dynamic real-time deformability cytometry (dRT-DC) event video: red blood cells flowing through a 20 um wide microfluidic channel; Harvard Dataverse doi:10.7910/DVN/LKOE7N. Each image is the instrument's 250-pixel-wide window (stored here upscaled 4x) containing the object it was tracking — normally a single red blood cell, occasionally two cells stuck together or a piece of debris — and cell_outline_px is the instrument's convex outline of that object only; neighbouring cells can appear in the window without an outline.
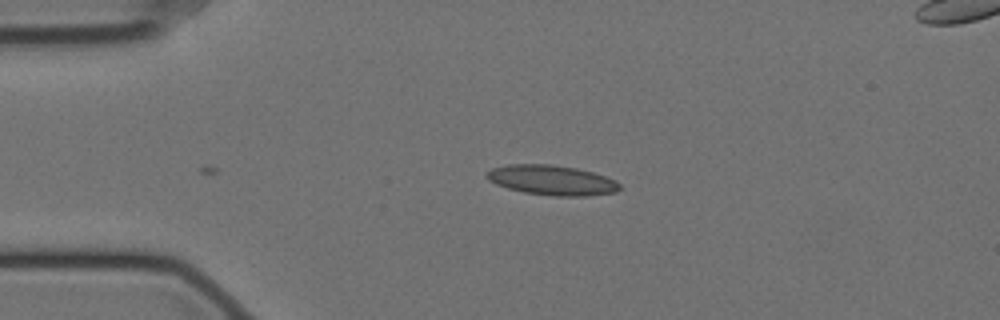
{"species": "Egyptian fruit bat (a non-hibernating species)", "species_latin": "Rousettus aegyptiacus", "temperature_condition": "cold", "stored_images_in_passage": 4, "camera_frame_rate_fps": 3000, "um_per_image_px": 0.085, "animal": {"sex": "female"}, "frame": {"image": 1, "passage_image": 1, "time_ms": 0.0, "image_size_px": [1000, 320], "cell_outline_px": [[620, 188], [616, 192], [588, 196], [552, 196], [524, 192], [508, 188], [496, 184], [488, 180], [484, 176], [484, 172], [492, 168], [508, 164], [552, 164], [576, 168], [592, 172], [616, 180], [620, 184]], "centroid_in_image_um": [46.87, 15.31], "position_along_channel_um": 38.1, "area_um2": 23.35}}